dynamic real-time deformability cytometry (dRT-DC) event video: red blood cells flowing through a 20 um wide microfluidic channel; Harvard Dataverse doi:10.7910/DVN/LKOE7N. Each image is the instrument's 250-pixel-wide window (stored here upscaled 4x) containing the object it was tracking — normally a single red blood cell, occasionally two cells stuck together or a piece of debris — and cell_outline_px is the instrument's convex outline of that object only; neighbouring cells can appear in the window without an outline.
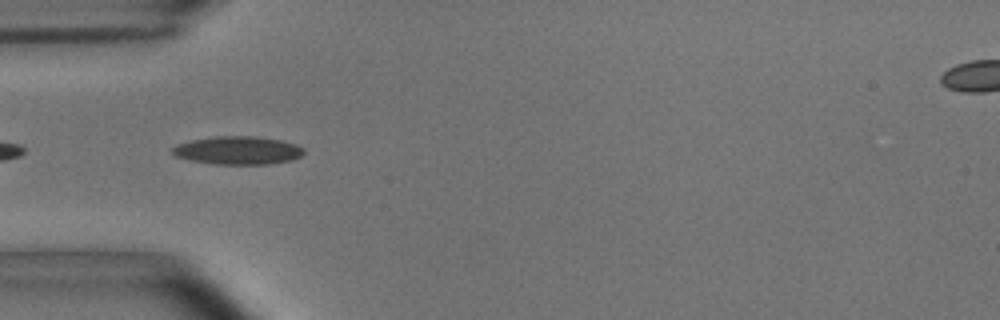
{"species": "common noctule bat (a hibernating species)", "species_latin": "Nyctalus noctula", "temperature_condition": "room temperature", "stored_images_in_passage": 5, "camera_frame_rate_fps": 3000, "um_per_image_px": 0.085, "animal": {"sex": "male", "body_mass_g": 15.6}, "frame": {"image": 1, "passage_image": 2, "time_ms": 0.333, "image_size_px": [1000, 320], "cell_outline_px": [[304, 152], [300, 156], [292, 160], [268, 164], [212, 164], [192, 160], [176, 156], [172, 152], [172, 148], [176, 144], [192, 140], [216, 136], [256, 136], [280, 140], [296, 144], [304, 148]], "centroid_in_image_um": [20.23, 12.78], "position_along_channel_um": 64.8, "area_um2": 21.5}}